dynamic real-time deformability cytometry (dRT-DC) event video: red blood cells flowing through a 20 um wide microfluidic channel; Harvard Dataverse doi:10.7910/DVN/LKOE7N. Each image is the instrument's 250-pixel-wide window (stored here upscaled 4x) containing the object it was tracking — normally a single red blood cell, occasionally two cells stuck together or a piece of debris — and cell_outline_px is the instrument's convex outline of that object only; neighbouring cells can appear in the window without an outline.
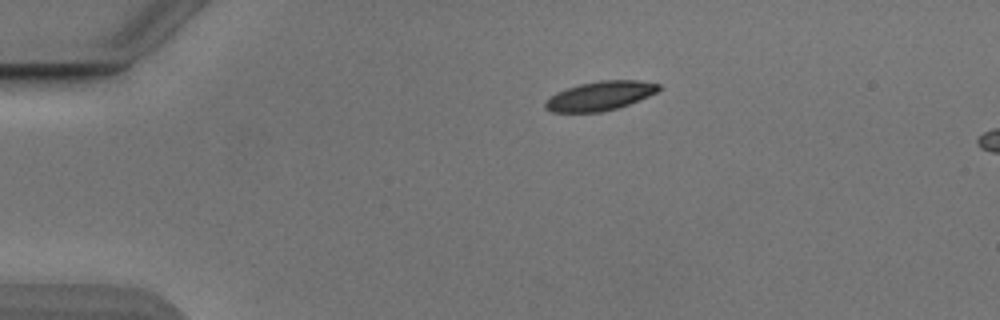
{"species": "Egyptian fruit bat (a non-hibernating species)", "species_latin": "Rousettus aegyptiacus", "temperature_condition": "cold", "stored_images_in_passage": 6, "camera_frame_rate_fps": 3000, "um_per_image_px": 0.085, "animal": {"sex": "male"}, "frame": {"image": 1, "passage_image": 1, "time_ms": 0.0, "image_size_px": [1000, 320], "cell_outline_px": [[660, 88], [656, 92], [648, 96], [628, 104], [604, 112], [552, 112], [544, 108], [544, 100], [556, 92], [580, 84], [600, 80], [640, 80], [660, 84]], "centroid_in_image_um": [50.97, 8.15], "position_along_channel_um": 34.0, "area_um2": 19.25}}